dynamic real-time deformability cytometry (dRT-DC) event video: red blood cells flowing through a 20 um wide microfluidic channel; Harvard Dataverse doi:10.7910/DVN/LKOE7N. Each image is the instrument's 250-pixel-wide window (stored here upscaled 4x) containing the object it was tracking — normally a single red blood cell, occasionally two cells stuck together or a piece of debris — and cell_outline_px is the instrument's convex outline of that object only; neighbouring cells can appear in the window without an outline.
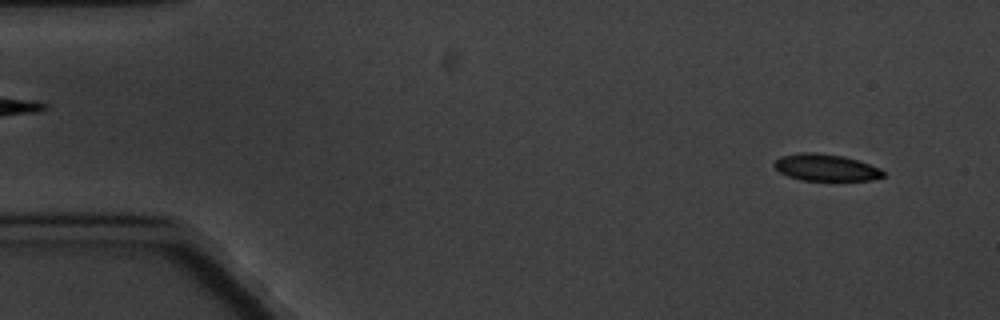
{"species": "common noctule bat (a hibernating species)", "species_latin": "Nyctalus noctula", "temperature_condition": "cold", "stored_images_in_passage": 5, "camera_frame_rate_fps": 3000, "um_per_image_px": 0.085, "animal": {"sex": "male", "body_mass_g": 20.1, "forearm_length_mm": 53.5}, "frame": {"image": 1, "passage_image": 1, "time_ms": 0.0, "image_size_px": [1000, 320], "cell_outline_px": [[884, 176], [872, 180], [804, 180], [788, 176], [780, 172], [772, 164], [780, 156], [800, 152], [816, 152], [844, 156], [860, 160], [880, 168], [884, 172]], "centroid_in_image_um": [70.2, 14.22], "position_along_channel_um": 14.8, "area_um2": 17.11}}
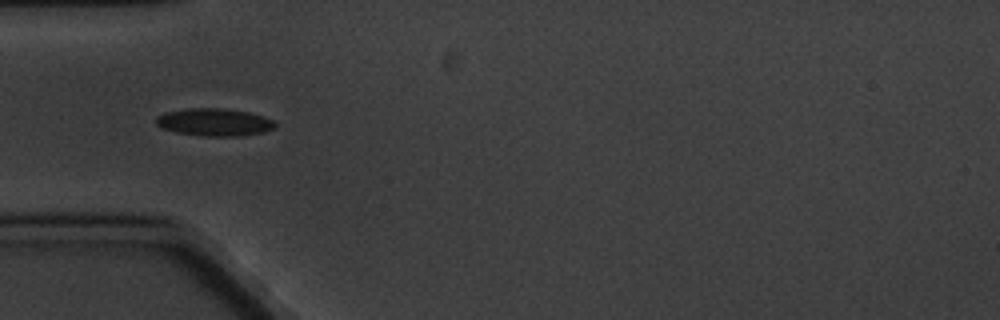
{"frame": {"image": 2, "passage_image": 5, "time_ms": 4.667, "image_size_px": [1000, 320], "cell_outline_px": [[276, 128], [264, 132], [236, 136], [204, 136], [176, 132], [160, 128], [156, 124], [156, 116], [164, 112], [188, 108], [220, 108], [248, 112], [264, 116], [272, 120], [276, 124]], "centroid_in_image_um": [18.19, 10.38], "position_along_channel_um": 66.8, "area_um2": 19.19}}